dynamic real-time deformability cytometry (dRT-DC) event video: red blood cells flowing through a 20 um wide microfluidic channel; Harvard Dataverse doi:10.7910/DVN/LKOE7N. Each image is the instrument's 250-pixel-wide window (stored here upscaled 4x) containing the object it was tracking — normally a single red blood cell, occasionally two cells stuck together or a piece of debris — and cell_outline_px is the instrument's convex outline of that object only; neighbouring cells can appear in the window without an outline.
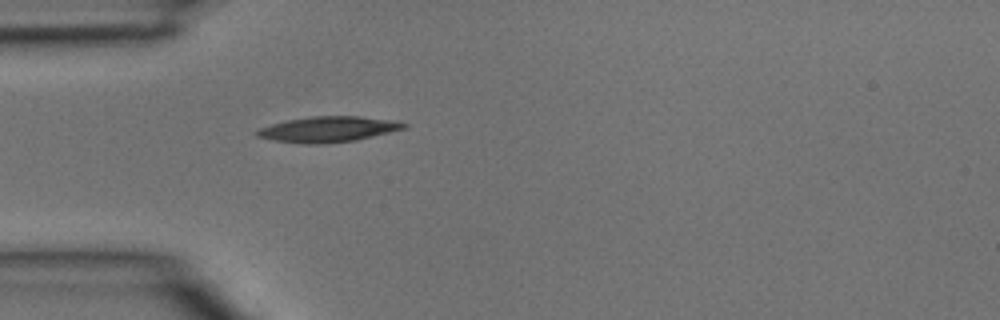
{"species": "common noctule bat (a hibernating species)", "species_latin": "Nyctalus noctula", "temperature_condition": "room temperature", "stored_images_in_passage": 1, "camera_frame_rate_fps": 3000, "um_per_image_px": 0.085, "animal": {"sex": "male", "body_mass_g": 15.6}, "frame": {"image": 1, "passage_image": 1, "time_ms": 0.0, "image_size_px": [1000, 320], "cell_outline_px": [[408, 128], [356, 140], [324, 144], [308, 144], [276, 140], [256, 136], [256, 132], [260, 128], [272, 124], [288, 120], [312, 116], [360, 116], [388, 120], [408, 124]], "centroid_in_image_um": [27.93, 10.99], "position_along_channel_um": 57.1, "area_um2": 21.62}}